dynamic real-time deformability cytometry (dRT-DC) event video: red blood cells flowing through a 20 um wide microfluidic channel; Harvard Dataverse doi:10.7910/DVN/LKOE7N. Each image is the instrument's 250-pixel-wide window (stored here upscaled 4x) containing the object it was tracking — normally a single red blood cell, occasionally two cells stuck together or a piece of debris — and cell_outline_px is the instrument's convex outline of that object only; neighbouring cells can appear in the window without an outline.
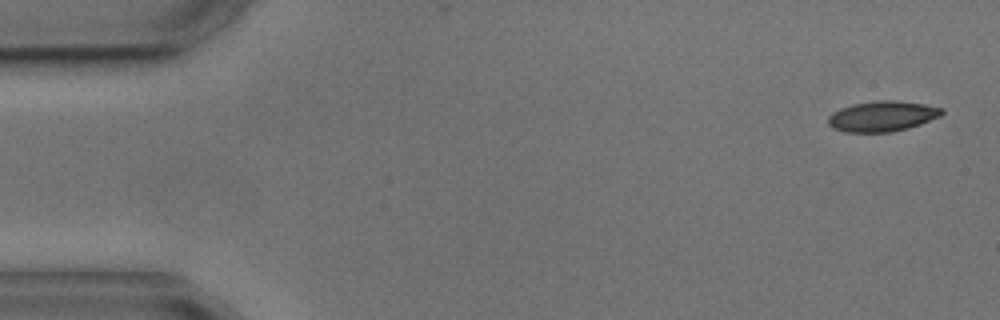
{"species": "common noctule bat (a hibernating species)", "species_latin": "Nyctalus noctula", "temperature_condition": "cold", "stored_images_in_passage": 4, "camera_frame_rate_fps": 3000, "um_per_image_px": 0.085, "animal": {"sex": "male", "body_mass_g": 17.9, "forearm_length_mm": 54.2}, "frame": {"image": 1, "passage_image": 1, "time_ms": 0.0, "image_size_px": [1000, 320], "cell_outline_px": [[944, 112], [940, 116], [920, 124], [908, 128], [892, 132], [844, 132], [832, 128], [828, 124], [828, 116], [832, 112], [840, 108], [852, 104], [876, 100], [896, 100], [924, 104], [944, 108]], "centroid_in_image_um": [74.98, 9.87], "position_along_channel_um": 10.0, "area_um2": 20.35}}